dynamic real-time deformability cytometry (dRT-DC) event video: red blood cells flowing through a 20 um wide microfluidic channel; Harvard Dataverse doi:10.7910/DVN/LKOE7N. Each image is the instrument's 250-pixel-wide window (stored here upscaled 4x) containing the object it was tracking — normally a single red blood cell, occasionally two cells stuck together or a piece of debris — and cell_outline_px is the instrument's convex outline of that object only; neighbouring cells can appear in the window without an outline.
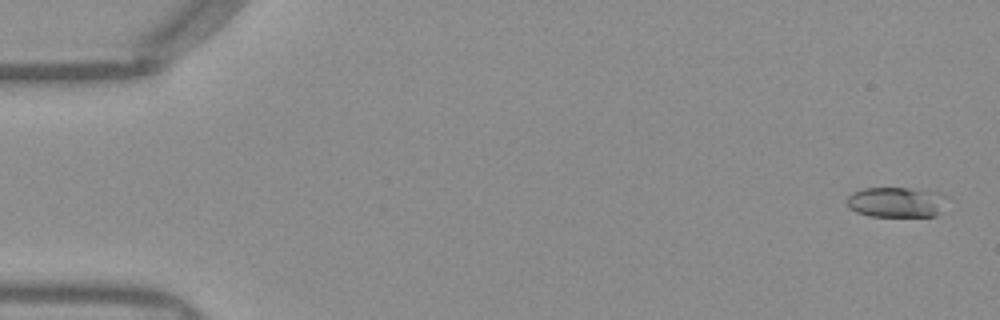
{"species": "Egyptian fruit bat (a non-hibernating species)", "species_latin": "Rousettus aegyptiacus", "temperature_condition": "warm", "stored_images_in_passage": 51, "camera_frame_rate_fps": 3000, "um_per_image_px": 0.085, "frame": {"image": 1, "passage_image": 1, "time_ms": 0.0, "image_size_px": [1000, 320], "cell_outline_px": [[952, 196], [936, 216], [868, 216], [856, 212], [848, 208], [848, 196], [852, 192], [864, 188], [908, 188], [940, 192]], "centroid_in_image_um": [76.26, 17.18], "position_along_channel_um": 8.7, "area_um2": 18.03}}
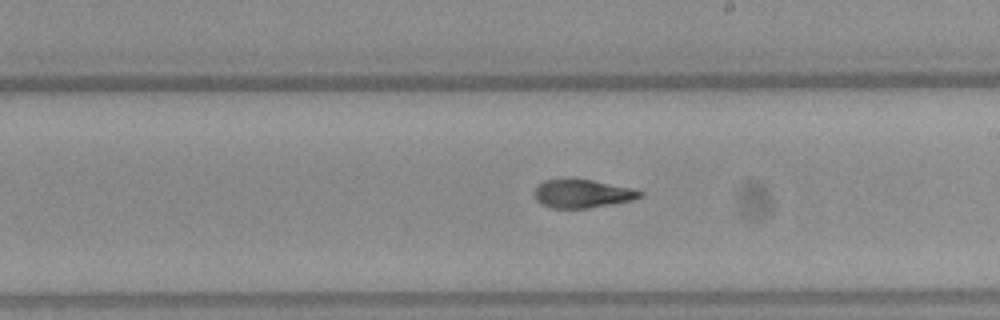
{"frame": {"image": 2, "passage_image": 29, "time_ms": 9.333, "image_size_px": [1000, 320], "cell_outline_px": [[644, 196], [632, 200], [588, 208], [552, 208], [540, 204], [536, 200], [536, 188], [544, 180], [568, 176], [572, 176], [632, 188], [644, 192]], "centroid_in_image_um": [49.49, 16.42], "position_along_channel_um": 239.5, "area_um2": 17.86}}
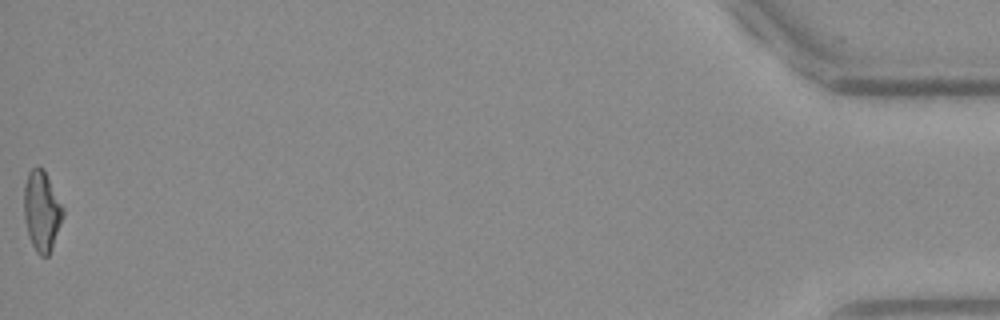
{"frame": {"image": 3, "passage_image": 51, "time_ms": 16.667, "image_size_px": [1000, 320], "cell_outline_px": [[64, 216], [52, 248], [48, 256], [40, 256], [36, 252], [28, 236], [24, 216], [24, 184], [28, 172], [32, 168], [44, 168], [64, 208]], "centroid_in_image_um": [3.56, 17.94], "position_along_channel_um": 431.6, "area_um2": 18.38}, "authors_computed_cell_mechanics": {"area_um2": 17.9758, "velocity_mm_per_s": 3.9668, "shape_relaxation_time_tau1_ms": 6.3685, "shape_relaxation_time_tau2_ms": 2.143, "deformation_change_tau1": 0.2041, "deformation_change_tau2": 0.1014}}